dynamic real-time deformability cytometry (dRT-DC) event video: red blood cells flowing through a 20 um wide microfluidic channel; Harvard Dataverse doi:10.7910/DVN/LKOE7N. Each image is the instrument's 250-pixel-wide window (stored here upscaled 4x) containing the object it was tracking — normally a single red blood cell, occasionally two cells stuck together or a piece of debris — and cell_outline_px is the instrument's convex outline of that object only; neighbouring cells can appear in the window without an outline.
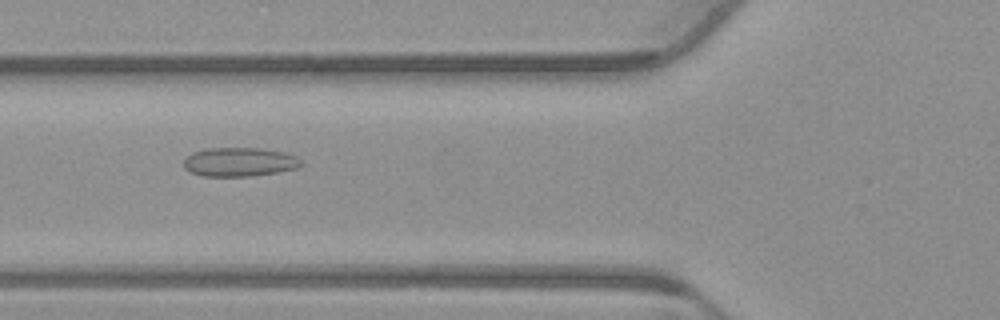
{"species": "common noctule bat (a hibernating species)", "species_latin": "Nyctalus noctula", "temperature_condition": "warm", "stored_images_in_passage": 44, "camera_frame_rate_fps": 3000, "um_per_image_px": 0.085, "animal": {"sex": "male", "body_mass_g": 23.1, "forearm_length_mm": 52.7}, "frame": {"image": 1, "passage_image": 10, "time_ms": 3.0, "image_size_px": [1000, 320], "cell_outline_px": [[304, 164], [296, 168], [276, 172], [252, 176], [204, 176], [192, 172], [184, 168], [184, 160], [192, 152], [208, 148], [260, 148], [284, 152], [296, 156]], "centroid_in_image_um": [20.36, 13.76], "position_along_channel_um": 105.4, "area_um2": 19.71}}
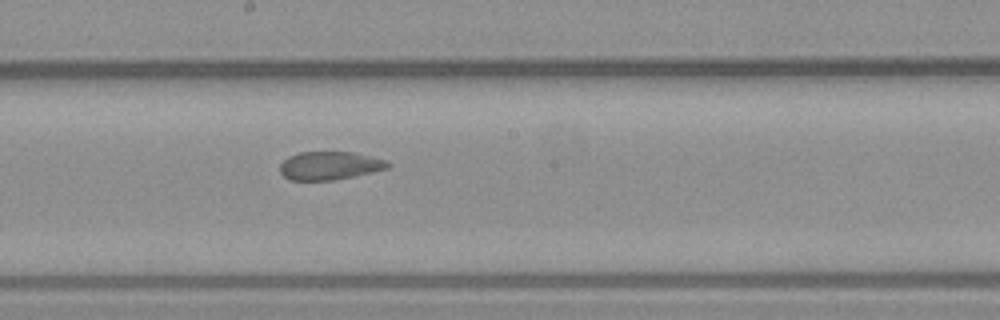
{"frame": {"image": 2, "passage_image": 19, "time_ms": 6.0, "image_size_px": [1000, 320], "cell_outline_px": [[392, 164], [388, 168], [372, 172], [332, 180], [288, 180], [280, 172], [280, 164], [288, 156], [300, 152], [352, 152], [384, 160]], "centroid_in_image_um": [27.98, 14.08], "position_along_channel_um": 220.2, "area_um2": 17.57}}
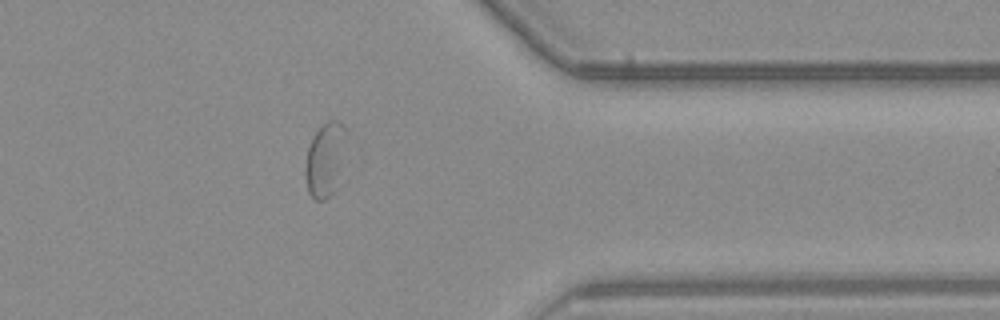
{"frame": {"image": 3, "passage_image": 33, "time_ms": 10.667, "image_size_px": [1000, 320], "cell_outline_px": [[348, 128], [336, 188], [324, 200], [316, 200], [308, 192], [304, 176], [304, 168], [308, 148], [312, 136], [328, 120], [336, 120], [344, 124]], "centroid_in_image_um": [27.62, 13.53], "position_along_channel_um": 383.8, "area_um2": 17.63}}